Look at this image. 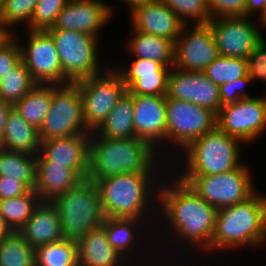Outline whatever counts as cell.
Masks as SVG:
<instances>
[{"label":"cell","instance_id":"cell-1","mask_svg":"<svg viewBox=\"0 0 266 266\" xmlns=\"http://www.w3.org/2000/svg\"><path fill=\"white\" fill-rule=\"evenodd\" d=\"M173 181L170 185L167 183L157 187L158 203L162 207H158V210L162 209L160 214L164 212L161 215H164L165 221L170 223L169 227L177 234L176 239H183L188 244L191 242L209 253L217 209L178 177Z\"/></svg>","mask_w":266,"mask_h":266},{"label":"cell","instance_id":"cell-2","mask_svg":"<svg viewBox=\"0 0 266 266\" xmlns=\"http://www.w3.org/2000/svg\"><path fill=\"white\" fill-rule=\"evenodd\" d=\"M155 158L161 163L158 152L143 139H108L91 132L87 179L96 182L123 173H151L158 165Z\"/></svg>","mask_w":266,"mask_h":266},{"label":"cell","instance_id":"cell-3","mask_svg":"<svg viewBox=\"0 0 266 266\" xmlns=\"http://www.w3.org/2000/svg\"><path fill=\"white\" fill-rule=\"evenodd\" d=\"M266 241V196L254 193L246 201L217 209L211 251L252 247Z\"/></svg>","mask_w":266,"mask_h":266},{"label":"cell","instance_id":"cell-4","mask_svg":"<svg viewBox=\"0 0 266 266\" xmlns=\"http://www.w3.org/2000/svg\"><path fill=\"white\" fill-rule=\"evenodd\" d=\"M156 173L157 171L152 173H123L97 180L95 183L106 218L142 220L147 211L150 214V210H152L148 209L149 206H152L150 201H155L158 204V201L155 200L158 199L157 188L153 187L157 186L158 181H160L155 179L157 176L154 174ZM152 196L157 197L151 199Z\"/></svg>","mask_w":266,"mask_h":266},{"label":"cell","instance_id":"cell-5","mask_svg":"<svg viewBox=\"0 0 266 266\" xmlns=\"http://www.w3.org/2000/svg\"><path fill=\"white\" fill-rule=\"evenodd\" d=\"M51 202L59 214L65 239L78 241L105 222L106 216L97 185L87 178L77 186L57 195Z\"/></svg>","mask_w":266,"mask_h":266},{"label":"cell","instance_id":"cell-6","mask_svg":"<svg viewBox=\"0 0 266 266\" xmlns=\"http://www.w3.org/2000/svg\"><path fill=\"white\" fill-rule=\"evenodd\" d=\"M241 142L244 143L216 126L186 148L187 161L182 171L185 173L181 176L222 174L240 167Z\"/></svg>","mask_w":266,"mask_h":266},{"label":"cell","instance_id":"cell-7","mask_svg":"<svg viewBox=\"0 0 266 266\" xmlns=\"http://www.w3.org/2000/svg\"><path fill=\"white\" fill-rule=\"evenodd\" d=\"M244 163L229 172L206 176H176L216 209L246 201L256 190Z\"/></svg>","mask_w":266,"mask_h":266},{"label":"cell","instance_id":"cell-8","mask_svg":"<svg viewBox=\"0 0 266 266\" xmlns=\"http://www.w3.org/2000/svg\"><path fill=\"white\" fill-rule=\"evenodd\" d=\"M38 133L41 141L91 134L84 123L82 97L75 83L52 85L50 109Z\"/></svg>","mask_w":266,"mask_h":266},{"label":"cell","instance_id":"cell-9","mask_svg":"<svg viewBox=\"0 0 266 266\" xmlns=\"http://www.w3.org/2000/svg\"><path fill=\"white\" fill-rule=\"evenodd\" d=\"M56 44L65 85L103 73L98 63L97 38L81 32L47 30Z\"/></svg>","mask_w":266,"mask_h":266},{"label":"cell","instance_id":"cell-10","mask_svg":"<svg viewBox=\"0 0 266 266\" xmlns=\"http://www.w3.org/2000/svg\"><path fill=\"white\" fill-rule=\"evenodd\" d=\"M104 69L103 74L75 82L82 97L84 123L90 132H94L103 123L127 92L120 73L113 68Z\"/></svg>","mask_w":266,"mask_h":266},{"label":"cell","instance_id":"cell-11","mask_svg":"<svg viewBox=\"0 0 266 266\" xmlns=\"http://www.w3.org/2000/svg\"><path fill=\"white\" fill-rule=\"evenodd\" d=\"M217 115L196 104L166 97V141L186 149L216 127ZM174 141V142H173ZM180 145V146H179Z\"/></svg>","mask_w":266,"mask_h":266},{"label":"cell","instance_id":"cell-12","mask_svg":"<svg viewBox=\"0 0 266 266\" xmlns=\"http://www.w3.org/2000/svg\"><path fill=\"white\" fill-rule=\"evenodd\" d=\"M27 47L20 44L21 60L37 84L65 85L56 44L46 30H28Z\"/></svg>","mask_w":266,"mask_h":266},{"label":"cell","instance_id":"cell-13","mask_svg":"<svg viewBox=\"0 0 266 266\" xmlns=\"http://www.w3.org/2000/svg\"><path fill=\"white\" fill-rule=\"evenodd\" d=\"M216 126L248 144L266 128V97L242 98L220 108Z\"/></svg>","mask_w":266,"mask_h":266},{"label":"cell","instance_id":"cell-14","mask_svg":"<svg viewBox=\"0 0 266 266\" xmlns=\"http://www.w3.org/2000/svg\"><path fill=\"white\" fill-rule=\"evenodd\" d=\"M247 16H221L208 23L220 56L247 59L264 39L261 29Z\"/></svg>","mask_w":266,"mask_h":266},{"label":"cell","instance_id":"cell-15","mask_svg":"<svg viewBox=\"0 0 266 266\" xmlns=\"http://www.w3.org/2000/svg\"><path fill=\"white\" fill-rule=\"evenodd\" d=\"M184 24L174 43V66L180 70L204 72L219 56L212 30L207 24H196L193 29Z\"/></svg>","mask_w":266,"mask_h":266},{"label":"cell","instance_id":"cell-16","mask_svg":"<svg viewBox=\"0 0 266 266\" xmlns=\"http://www.w3.org/2000/svg\"><path fill=\"white\" fill-rule=\"evenodd\" d=\"M166 97L196 104L209 109L216 115L220 110L219 86L204 72L172 67L168 76Z\"/></svg>","mask_w":266,"mask_h":266},{"label":"cell","instance_id":"cell-17","mask_svg":"<svg viewBox=\"0 0 266 266\" xmlns=\"http://www.w3.org/2000/svg\"><path fill=\"white\" fill-rule=\"evenodd\" d=\"M112 10L100 0H69L48 30L81 31L97 38L99 29L111 19Z\"/></svg>","mask_w":266,"mask_h":266},{"label":"cell","instance_id":"cell-18","mask_svg":"<svg viewBox=\"0 0 266 266\" xmlns=\"http://www.w3.org/2000/svg\"><path fill=\"white\" fill-rule=\"evenodd\" d=\"M131 96L135 136L146 141L156 152L161 151L157 147L161 148L166 141V96Z\"/></svg>","mask_w":266,"mask_h":266},{"label":"cell","instance_id":"cell-19","mask_svg":"<svg viewBox=\"0 0 266 266\" xmlns=\"http://www.w3.org/2000/svg\"><path fill=\"white\" fill-rule=\"evenodd\" d=\"M132 31L159 36L173 44L180 36L184 23L161 0L148 1L130 12Z\"/></svg>","mask_w":266,"mask_h":266},{"label":"cell","instance_id":"cell-20","mask_svg":"<svg viewBox=\"0 0 266 266\" xmlns=\"http://www.w3.org/2000/svg\"><path fill=\"white\" fill-rule=\"evenodd\" d=\"M90 134L52 138L41 141L40 153L52 164L75 170L83 179L89 171Z\"/></svg>","mask_w":266,"mask_h":266},{"label":"cell","instance_id":"cell-21","mask_svg":"<svg viewBox=\"0 0 266 266\" xmlns=\"http://www.w3.org/2000/svg\"><path fill=\"white\" fill-rule=\"evenodd\" d=\"M84 180L75 170L52 164L41 153L37 155L35 192L42 201H51Z\"/></svg>","mask_w":266,"mask_h":266},{"label":"cell","instance_id":"cell-22","mask_svg":"<svg viewBox=\"0 0 266 266\" xmlns=\"http://www.w3.org/2000/svg\"><path fill=\"white\" fill-rule=\"evenodd\" d=\"M19 232L34 249L62 240L61 224L55 205L51 201H41Z\"/></svg>","mask_w":266,"mask_h":266},{"label":"cell","instance_id":"cell-23","mask_svg":"<svg viewBox=\"0 0 266 266\" xmlns=\"http://www.w3.org/2000/svg\"><path fill=\"white\" fill-rule=\"evenodd\" d=\"M77 246L79 266H123V264H128L110 245L103 226L89 231L87 235L77 241Z\"/></svg>","mask_w":266,"mask_h":266},{"label":"cell","instance_id":"cell-24","mask_svg":"<svg viewBox=\"0 0 266 266\" xmlns=\"http://www.w3.org/2000/svg\"><path fill=\"white\" fill-rule=\"evenodd\" d=\"M40 146L38 129L29 125L12 107L6 118L0 148L12 152L38 155Z\"/></svg>","mask_w":266,"mask_h":266},{"label":"cell","instance_id":"cell-25","mask_svg":"<svg viewBox=\"0 0 266 266\" xmlns=\"http://www.w3.org/2000/svg\"><path fill=\"white\" fill-rule=\"evenodd\" d=\"M133 112V97L126 92L94 133L97 136L108 139L136 137L133 123Z\"/></svg>","mask_w":266,"mask_h":266},{"label":"cell","instance_id":"cell-26","mask_svg":"<svg viewBox=\"0 0 266 266\" xmlns=\"http://www.w3.org/2000/svg\"><path fill=\"white\" fill-rule=\"evenodd\" d=\"M132 35L128 49L135 58L154 60L167 67L174 66V44L170 40L141 31H132Z\"/></svg>","mask_w":266,"mask_h":266},{"label":"cell","instance_id":"cell-27","mask_svg":"<svg viewBox=\"0 0 266 266\" xmlns=\"http://www.w3.org/2000/svg\"><path fill=\"white\" fill-rule=\"evenodd\" d=\"M52 102V85L36 84L13 107L21 117L36 129H40Z\"/></svg>","mask_w":266,"mask_h":266},{"label":"cell","instance_id":"cell-28","mask_svg":"<svg viewBox=\"0 0 266 266\" xmlns=\"http://www.w3.org/2000/svg\"><path fill=\"white\" fill-rule=\"evenodd\" d=\"M37 155L0 148V176L23 182L30 190L36 187Z\"/></svg>","mask_w":266,"mask_h":266},{"label":"cell","instance_id":"cell-29","mask_svg":"<svg viewBox=\"0 0 266 266\" xmlns=\"http://www.w3.org/2000/svg\"><path fill=\"white\" fill-rule=\"evenodd\" d=\"M141 221V222H140ZM143 220L133 218H106L102 226L105 228L110 245L128 262L132 248L137 242L135 234L140 230ZM138 225V226H137ZM139 228V229H138ZM138 229V230H137ZM129 253V255H127ZM128 256V257H127Z\"/></svg>","mask_w":266,"mask_h":266},{"label":"cell","instance_id":"cell-30","mask_svg":"<svg viewBox=\"0 0 266 266\" xmlns=\"http://www.w3.org/2000/svg\"><path fill=\"white\" fill-rule=\"evenodd\" d=\"M41 201L35 190L19 197L0 200V217L12 231H20Z\"/></svg>","mask_w":266,"mask_h":266},{"label":"cell","instance_id":"cell-31","mask_svg":"<svg viewBox=\"0 0 266 266\" xmlns=\"http://www.w3.org/2000/svg\"><path fill=\"white\" fill-rule=\"evenodd\" d=\"M35 266H79L77 241L63 238L34 249Z\"/></svg>","mask_w":266,"mask_h":266},{"label":"cell","instance_id":"cell-32","mask_svg":"<svg viewBox=\"0 0 266 266\" xmlns=\"http://www.w3.org/2000/svg\"><path fill=\"white\" fill-rule=\"evenodd\" d=\"M37 83L21 60L0 79V99L7 104H17Z\"/></svg>","mask_w":266,"mask_h":266},{"label":"cell","instance_id":"cell-33","mask_svg":"<svg viewBox=\"0 0 266 266\" xmlns=\"http://www.w3.org/2000/svg\"><path fill=\"white\" fill-rule=\"evenodd\" d=\"M0 266H35L34 248L19 231L0 241Z\"/></svg>","mask_w":266,"mask_h":266},{"label":"cell","instance_id":"cell-34","mask_svg":"<svg viewBox=\"0 0 266 266\" xmlns=\"http://www.w3.org/2000/svg\"><path fill=\"white\" fill-rule=\"evenodd\" d=\"M205 75L218 86L247 75L246 59L218 56L205 70Z\"/></svg>","mask_w":266,"mask_h":266},{"label":"cell","instance_id":"cell-35","mask_svg":"<svg viewBox=\"0 0 266 266\" xmlns=\"http://www.w3.org/2000/svg\"><path fill=\"white\" fill-rule=\"evenodd\" d=\"M170 69L164 66L154 74L138 76L127 86V92L130 95L166 96Z\"/></svg>","mask_w":266,"mask_h":266},{"label":"cell","instance_id":"cell-36","mask_svg":"<svg viewBox=\"0 0 266 266\" xmlns=\"http://www.w3.org/2000/svg\"><path fill=\"white\" fill-rule=\"evenodd\" d=\"M179 19L188 24L189 20H197L196 24H207L211 13L207 0H161ZM189 19V20H188Z\"/></svg>","mask_w":266,"mask_h":266},{"label":"cell","instance_id":"cell-37","mask_svg":"<svg viewBox=\"0 0 266 266\" xmlns=\"http://www.w3.org/2000/svg\"><path fill=\"white\" fill-rule=\"evenodd\" d=\"M38 0H4L0 22L11 33L10 28L20 22L25 23L30 30L31 18Z\"/></svg>","mask_w":266,"mask_h":266},{"label":"cell","instance_id":"cell-38","mask_svg":"<svg viewBox=\"0 0 266 266\" xmlns=\"http://www.w3.org/2000/svg\"><path fill=\"white\" fill-rule=\"evenodd\" d=\"M69 0H38L35 6L30 30H48L56 22L58 14Z\"/></svg>","mask_w":266,"mask_h":266},{"label":"cell","instance_id":"cell-39","mask_svg":"<svg viewBox=\"0 0 266 266\" xmlns=\"http://www.w3.org/2000/svg\"><path fill=\"white\" fill-rule=\"evenodd\" d=\"M165 65L163 63L145 58H135L133 63L127 68L116 69L123 78V82L128 86L140 75L154 74L159 72Z\"/></svg>","mask_w":266,"mask_h":266},{"label":"cell","instance_id":"cell-40","mask_svg":"<svg viewBox=\"0 0 266 266\" xmlns=\"http://www.w3.org/2000/svg\"><path fill=\"white\" fill-rule=\"evenodd\" d=\"M20 61V43L16 39L15 34H12L0 45V79L10 72Z\"/></svg>","mask_w":266,"mask_h":266},{"label":"cell","instance_id":"cell-41","mask_svg":"<svg viewBox=\"0 0 266 266\" xmlns=\"http://www.w3.org/2000/svg\"><path fill=\"white\" fill-rule=\"evenodd\" d=\"M247 75L251 82L266 81V40L263 39L246 59Z\"/></svg>","mask_w":266,"mask_h":266},{"label":"cell","instance_id":"cell-42","mask_svg":"<svg viewBox=\"0 0 266 266\" xmlns=\"http://www.w3.org/2000/svg\"><path fill=\"white\" fill-rule=\"evenodd\" d=\"M247 83H251L248 75L243 78H238L233 82H227L219 86L220 108L229 104H233L242 98H250L244 92Z\"/></svg>","mask_w":266,"mask_h":266},{"label":"cell","instance_id":"cell-43","mask_svg":"<svg viewBox=\"0 0 266 266\" xmlns=\"http://www.w3.org/2000/svg\"><path fill=\"white\" fill-rule=\"evenodd\" d=\"M247 0H207L212 18L221 16H245Z\"/></svg>","mask_w":266,"mask_h":266},{"label":"cell","instance_id":"cell-44","mask_svg":"<svg viewBox=\"0 0 266 266\" xmlns=\"http://www.w3.org/2000/svg\"><path fill=\"white\" fill-rule=\"evenodd\" d=\"M29 191L30 189L23 182L0 176V200L19 197Z\"/></svg>","mask_w":266,"mask_h":266},{"label":"cell","instance_id":"cell-45","mask_svg":"<svg viewBox=\"0 0 266 266\" xmlns=\"http://www.w3.org/2000/svg\"><path fill=\"white\" fill-rule=\"evenodd\" d=\"M266 7V0H247L245 5V16L258 13L261 15Z\"/></svg>","mask_w":266,"mask_h":266},{"label":"cell","instance_id":"cell-46","mask_svg":"<svg viewBox=\"0 0 266 266\" xmlns=\"http://www.w3.org/2000/svg\"><path fill=\"white\" fill-rule=\"evenodd\" d=\"M12 107V105L7 104L2 99H0V142L3 137L7 115Z\"/></svg>","mask_w":266,"mask_h":266},{"label":"cell","instance_id":"cell-47","mask_svg":"<svg viewBox=\"0 0 266 266\" xmlns=\"http://www.w3.org/2000/svg\"><path fill=\"white\" fill-rule=\"evenodd\" d=\"M12 230L10 227L5 223V221L0 217V241L8 236Z\"/></svg>","mask_w":266,"mask_h":266},{"label":"cell","instance_id":"cell-48","mask_svg":"<svg viewBox=\"0 0 266 266\" xmlns=\"http://www.w3.org/2000/svg\"><path fill=\"white\" fill-rule=\"evenodd\" d=\"M126 3L129 6L130 11H132L133 9H135L137 6L142 5L148 1H152V0H121V2Z\"/></svg>","mask_w":266,"mask_h":266},{"label":"cell","instance_id":"cell-49","mask_svg":"<svg viewBox=\"0 0 266 266\" xmlns=\"http://www.w3.org/2000/svg\"><path fill=\"white\" fill-rule=\"evenodd\" d=\"M12 34L0 22V45L5 42Z\"/></svg>","mask_w":266,"mask_h":266},{"label":"cell","instance_id":"cell-50","mask_svg":"<svg viewBox=\"0 0 266 266\" xmlns=\"http://www.w3.org/2000/svg\"><path fill=\"white\" fill-rule=\"evenodd\" d=\"M260 24L266 28V7L264 9V12L260 15Z\"/></svg>","mask_w":266,"mask_h":266},{"label":"cell","instance_id":"cell-51","mask_svg":"<svg viewBox=\"0 0 266 266\" xmlns=\"http://www.w3.org/2000/svg\"><path fill=\"white\" fill-rule=\"evenodd\" d=\"M3 5H4V0H0V14L2 13Z\"/></svg>","mask_w":266,"mask_h":266}]
</instances>
